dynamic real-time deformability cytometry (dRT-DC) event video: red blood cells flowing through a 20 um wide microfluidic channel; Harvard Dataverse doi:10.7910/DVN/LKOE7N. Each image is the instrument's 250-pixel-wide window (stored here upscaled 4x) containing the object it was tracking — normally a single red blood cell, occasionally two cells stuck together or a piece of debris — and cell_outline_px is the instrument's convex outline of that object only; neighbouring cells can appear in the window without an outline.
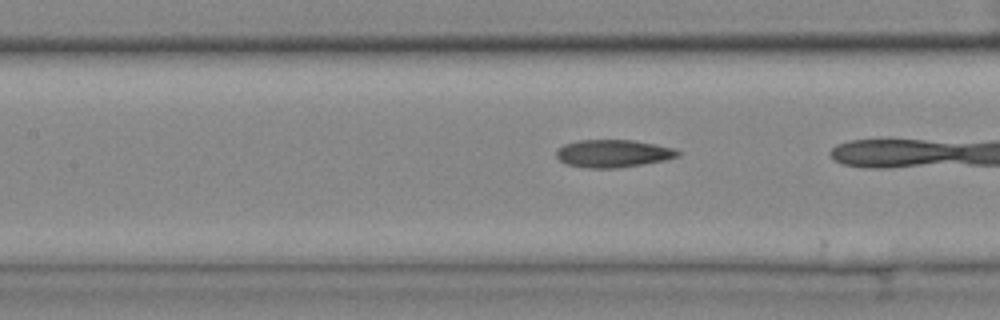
{"species": "common noctule bat (a hibernating species)", "species_latin": "Nyctalus noctula", "temperature_condition": "cold", "stored_images_in_passage": 9, "camera_frame_rate_fps": 3000, "um_per_image_px": 0.085, "animal": {"sex": "female", "body_mass_g": 25.1}, "frame": {"image": 1, "passage_image": 8, "time_ms": 2.333, "image_size_px": [1000, 320], "cell_outline_px": [[680, 156], [664, 160], [616, 168], [588, 168], [568, 164], [560, 160], [556, 156], [556, 152], [564, 144], [580, 140], [632, 140], [676, 148], [680, 152]], "centroid_in_image_um": [52.14, 13.04], "position_along_channel_um": 155.3, "area_um2": 19.36}}